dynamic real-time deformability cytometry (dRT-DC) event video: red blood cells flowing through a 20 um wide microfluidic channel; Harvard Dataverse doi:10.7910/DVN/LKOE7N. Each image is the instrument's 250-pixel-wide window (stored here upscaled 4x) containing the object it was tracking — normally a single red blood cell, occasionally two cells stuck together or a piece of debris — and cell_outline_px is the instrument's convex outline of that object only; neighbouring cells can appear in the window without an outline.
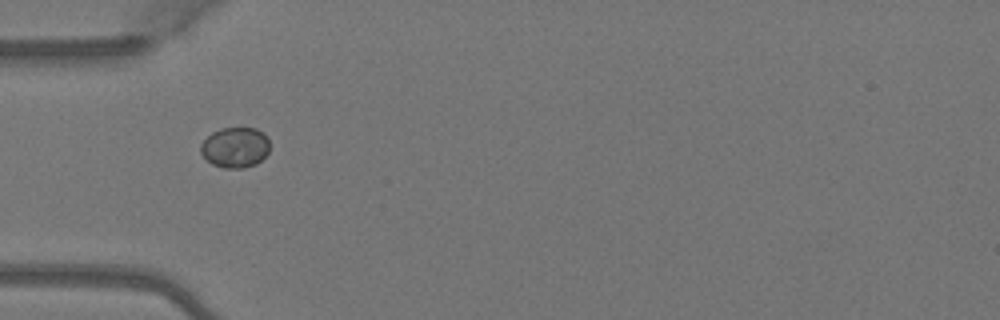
{"species": "Egyptian fruit bat (a non-hibernating species)", "species_latin": "Rousettus aegyptiacus", "temperature_condition": "warm", "stored_images_in_passage": 4, "camera_frame_rate_fps": 3000, "um_per_image_px": 0.085, "animal": {"sex": "female"}, "frame": {"image": 1, "passage_image": 1, "time_ms": 0.0, "image_size_px": [1000, 320], "cell_outline_px": [[268, 152], [256, 164], [244, 168], [224, 168], [212, 164], [200, 152], [200, 144], [212, 132], [220, 128], [256, 128], [268, 140]], "centroid_in_image_um": [19.95, 12.54], "position_along_channel_um": 65.0, "area_um2": 16.07}}
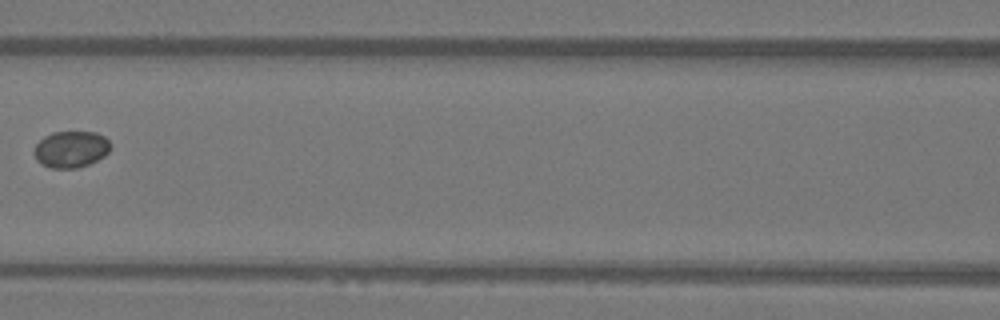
{"frame": {"image": 2, "passage_image": 3, "time_ms": 0.667, "image_size_px": [1000, 320], "cell_outline_px": [[112, 148], [104, 156], [88, 164], [76, 168], [48, 168], [40, 164], [36, 160], [32, 152], [36, 144], [44, 136], [52, 132], [96, 132], [104, 136], [112, 144]], "centroid_in_image_um": [6.01, 12.69], "position_along_channel_um": 160.6, "area_um2": 16.53}}
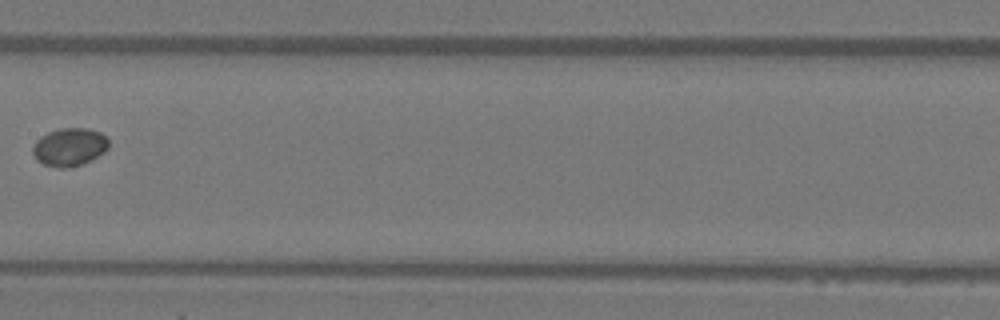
{"frame": {"image": 3, "passage_image": 4, "time_ms": 1.0, "image_size_px": [1000, 320], "cell_outline_px": [[108, 148], [104, 152], [92, 160], [68, 168], [60, 168], [44, 164], [36, 160], [32, 152], [32, 148], [36, 140], [40, 136], [48, 132], [60, 128], [88, 128], [100, 132], [108, 136]], "centroid_in_image_um": [5.91, 12.48], "position_along_channel_um": 201.5, "area_um2": 16.99}}